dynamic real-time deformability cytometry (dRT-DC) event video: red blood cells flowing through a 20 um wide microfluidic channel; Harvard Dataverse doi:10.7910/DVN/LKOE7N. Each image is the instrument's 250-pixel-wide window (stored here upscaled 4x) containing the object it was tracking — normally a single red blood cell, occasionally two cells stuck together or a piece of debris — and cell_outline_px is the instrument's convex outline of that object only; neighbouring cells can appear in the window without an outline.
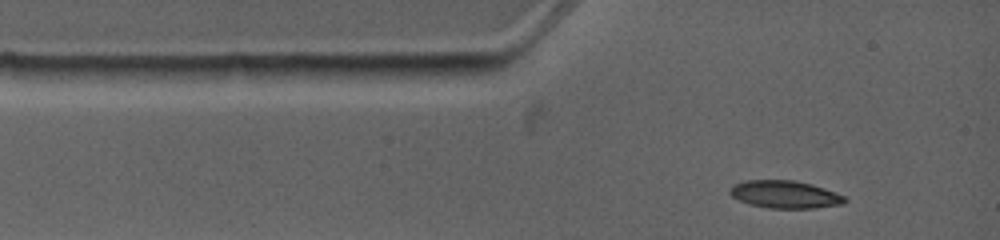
{"species": "common noctule bat (a hibernating species)", "species_latin": "Nyctalus noctula", "temperature_condition": "warm", "stored_images_in_passage": 5, "camera_frame_rate_fps": 4500, "um_per_image_px": 0.085, "animal": {"sex": "female", "body_mass_g": 19.0, "forearm_length_mm": 53.3}, "frame": {"image": 1, "passage_image": 1, "time_ms": 0.0, "image_size_px": [1000, 240], "cell_outline_px": [[848, 200], [844, 204], [812, 208], [768, 208], [752, 204], [740, 200], [732, 196], [728, 192], [732, 184], [748, 180], [796, 180], [812, 184], [836, 192], [844, 196]], "centroid_in_image_um": [66.74, 16.51], "position_along_channel_um": 18.3, "area_um2": 18.5}}
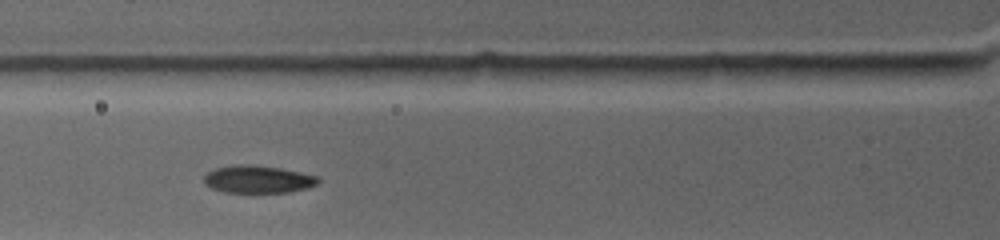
{"frame": {"image": 2, "passage_image": 4, "time_ms": 2.667, "image_size_px": [1000, 240], "cell_outline_px": [[320, 180], [316, 184], [304, 188], [288, 192], [224, 192], [212, 188], [204, 184], [204, 176], [208, 172], [216, 168], [236, 164], [252, 164], [280, 168], [300, 172], [316, 176]], "centroid_in_image_um": [21.88, 15.23], "position_along_channel_um": 103.9, "area_um2": 18.15}}
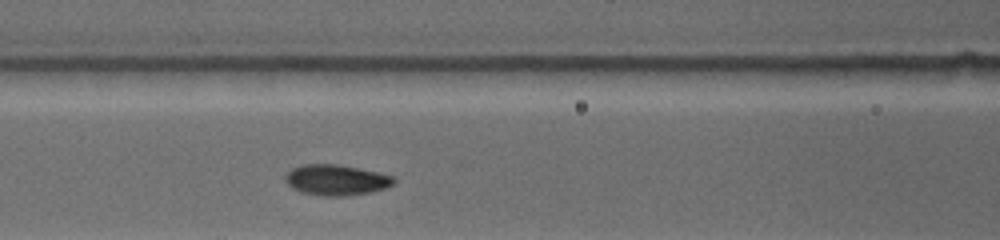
{"frame": {"image": 3, "passage_image": 5, "time_ms": 3.556, "image_size_px": [1000, 240], "cell_outline_px": [[396, 180], [392, 184], [384, 188], [372, 192], [344, 196], [320, 196], [300, 192], [292, 188], [284, 180], [284, 176], [292, 168], [304, 164], [336, 164], [376, 172], [392, 176]], "centroid_in_image_um": [28.52, 15.31], "position_along_channel_um": 138.1, "area_um2": 19.31}}